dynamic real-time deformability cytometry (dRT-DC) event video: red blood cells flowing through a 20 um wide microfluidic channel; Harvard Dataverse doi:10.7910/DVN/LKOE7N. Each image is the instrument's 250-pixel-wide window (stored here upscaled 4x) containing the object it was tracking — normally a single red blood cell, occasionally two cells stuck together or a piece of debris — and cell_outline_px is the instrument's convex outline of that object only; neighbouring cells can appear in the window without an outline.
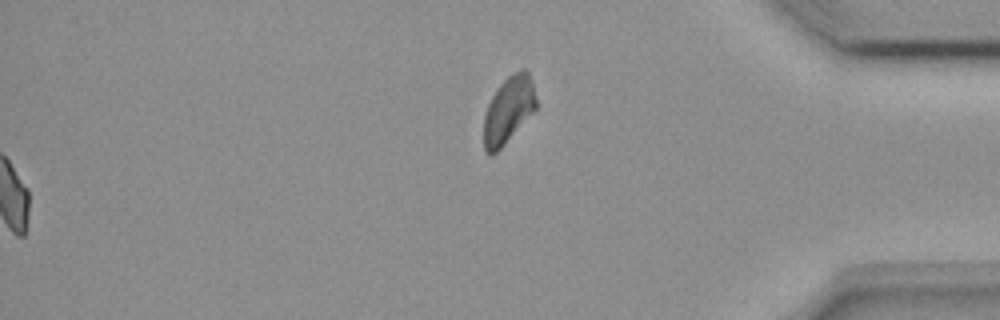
{"species": "common noctule bat (a hibernating species)", "species_latin": "Nyctalus noctula", "temperature_condition": "room temperature", "stored_images_in_passage": 53, "segment_of_instrument_passage": [2, 2], "camera_frame_rate_fps": 3000, "um_per_image_px": 0.085, "animal": {"sex": "female", "body_mass_g": 18.4}, "frame": {"image": 1, "passage_image": 53, "time_ms": 17.333, "image_size_px": [1000, 320], "cell_outline_px": [[536, 108], [504, 144], [496, 152], [484, 152], [484, 116], [488, 104], [492, 96], [500, 84], [512, 72], [520, 68], [524, 68], [528, 72], [532, 80], [536, 100]], "centroid_in_image_um": [43.22, 9.28], "position_along_channel_um": 392.0, "area_um2": 20.0}}